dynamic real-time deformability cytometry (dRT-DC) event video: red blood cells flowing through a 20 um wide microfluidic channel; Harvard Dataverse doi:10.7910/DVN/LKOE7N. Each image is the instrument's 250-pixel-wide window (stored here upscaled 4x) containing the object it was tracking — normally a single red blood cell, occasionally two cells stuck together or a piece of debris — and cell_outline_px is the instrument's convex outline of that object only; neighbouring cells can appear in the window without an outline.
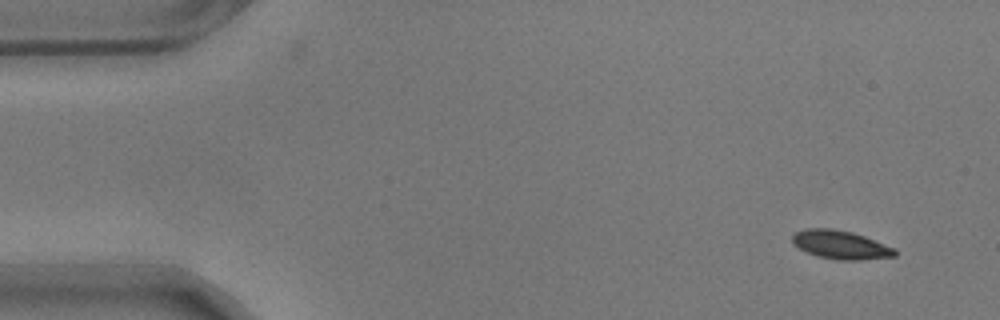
{"species": "common noctule bat (a hibernating species)", "species_latin": "Nyctalus noctula", "temperature_condition": "warm", "stored_images_in_passage": 55, "camera_frame_rate_fps": 3000, "um_per_image_px": 0.085, "animal": {"sex": "male", "body_mass_g": 17.9}, "frame": {"image": 1, "passage_image": 1, "time_ms": 0.0, "image_size_px": [1000, 320], "cell_outline_px": [[896, 256], [860, 260], [836, 260], [816, 256], [792, 244], [792, 236], [796, 232], [808, 228], [832, 228], [852, 232], [864, 236], [896, 248]], "centroid_in_image_um": [71.46, 20.81], "position_along_channel_um": 13.5, "area_um2": 17.11}}
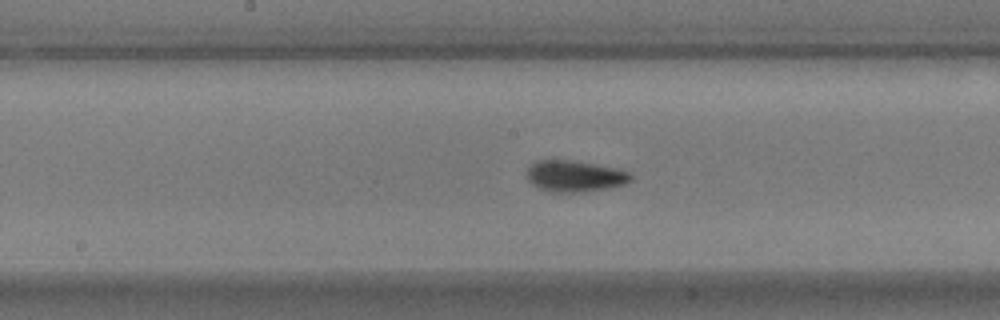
{"frame": {"image": 2, "passage_image": 26, "time_ms": 8.333, "image_size_px": [1000, 320], "cell_outline_px": [[632, 180], [624, 184], [608, 188], [576, 192], [548, 192], [532, 184], [528, 180], [528, 164], [532, 160], [568, 160], [596, 164], [616, 168], [632, 172]], "centroid_in_image_um": [48.85, 14.96], "position_along_channel_um": 199.4, "area_um2": 19.07}}
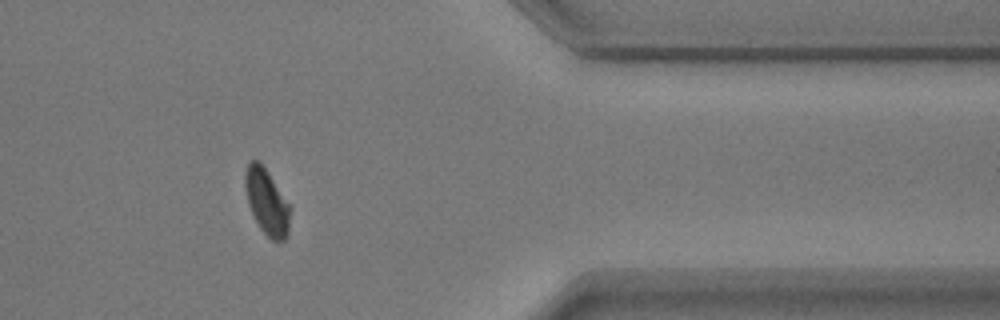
{"frame": {"image": 3, "passage_image": 44, "time_ms": 14.333, "image_size_px": [1000, 320], "cell_outline_px": [[292, 208], [288, 236], [284, 240], [272, 240], [260, 228], [248, 204], [244, 184], [244, 176], [248, 164], [252, 160], [260, 160]], "centroid_in_image_um": [22.7, 17.15], "position_along_channel_um": 388.7, "area_um2": 17.34}, "authors_computed_cell_mechanics": {"area_um2": 17.5134, "velocity_mm_per_s": 3.5182, "shape_relaxation_time_tau1_ms": 3.0179, "shape_relaxation_time_tau2_ms": 1.5513, "deformation_change_tau1": 0.1035, "deformation_change_tau2": 0.0524}}